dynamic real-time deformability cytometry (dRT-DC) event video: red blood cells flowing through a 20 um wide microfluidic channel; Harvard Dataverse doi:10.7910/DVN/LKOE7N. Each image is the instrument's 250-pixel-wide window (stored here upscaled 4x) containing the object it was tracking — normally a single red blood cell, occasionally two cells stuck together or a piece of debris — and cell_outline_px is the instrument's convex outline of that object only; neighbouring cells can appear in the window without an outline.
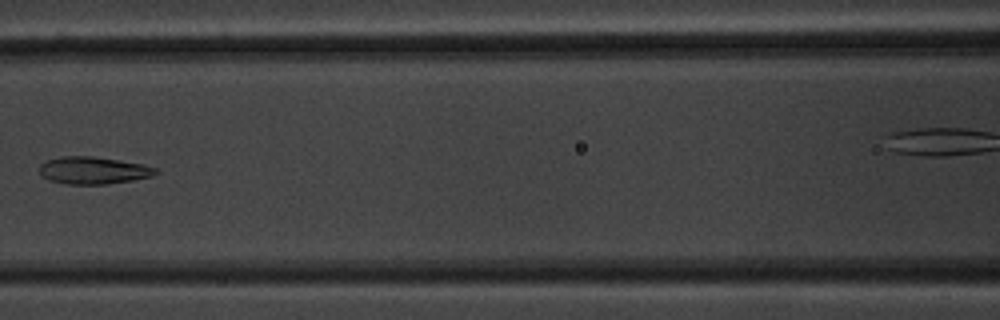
{"species": "common noctule bat (a hibernating species)", "species_latin": "Nyctalus noctula", "temperature_condition": "warm", "stored_images_in_passage": 8, "camera_frame_rate_fps": 3000, "um_per_image_px": 0.085, "animal": {"sex": "male", "body_mass_g": 20.1, "forearm_length_mm": 53.5}, "frame": {"image": 1, "passage_image": 7, "time_ms": 7.0, "image_size_px": [1000, 320], "cell_outline_px": [[160, 172], [152, 176], [132, 180], [108, 184], [64, 184], [48, 180], [40, 176], [40, 164], [44, 160], [60, 156], [92, 156], [120, 160], [144, 164], [160, 168]], "centroid_in_image_um": [7.93, 14.48], "position_along_channel_um": 158.7, "area_um2": 18.9}}